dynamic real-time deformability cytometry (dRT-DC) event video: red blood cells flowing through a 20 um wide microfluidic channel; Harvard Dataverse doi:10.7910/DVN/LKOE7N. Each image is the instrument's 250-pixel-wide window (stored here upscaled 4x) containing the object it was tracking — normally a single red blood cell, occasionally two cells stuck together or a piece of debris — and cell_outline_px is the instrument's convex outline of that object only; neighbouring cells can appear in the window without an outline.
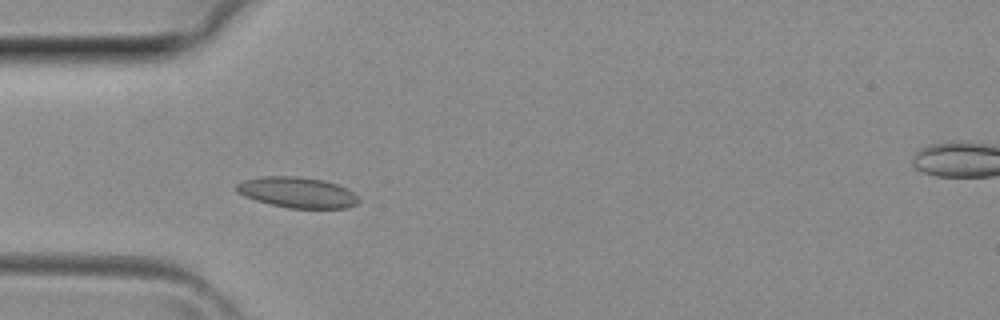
{"species": "common noctule bat (a hibernating species)", "species_latin": "Nyctalus noctula", "temperature_condition": "room temperature", "stored_images_in_passage": 34, "camera_frame_rate_fps": 3000, "um_per_image_px": 0.085, "animal": {"sex": "female", "body_mass_g": 29.2, "forearm_length_mm": 56.3}, "frame": {"image": 1, "passage_image": 10, "time_ms": 3.0, "image_size_px": [1000, 320], "cell_outline_px": [[360, 200], [356, 204], [348, 208], [288, 208], [256, 200], [244, 196], [236, 192], [232, 188], [236, 184], [244, 180], [260, 176], [296, 176], [320, 180], [336, 184], [352, 192]], "centroid_in_image_um": [25.2, 16.35], "position_along_channel_um": 59.8, "area_um2": 21.73}}
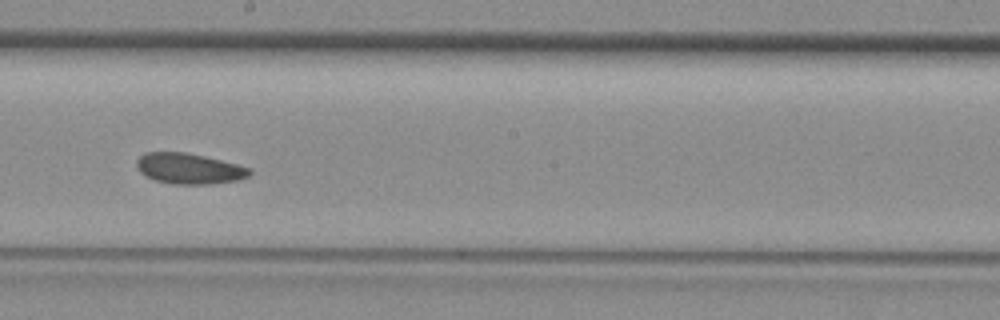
{"frame": {"image": 2, "passage_image": 20, "time_ms": 6.333, "image_size_px": [1000, 320], "cell_outline_px": [[252, 172], [248, 176], [240, 180], [208, 184], [172, 184], [156, 180], [140, 172], [136, 168], [136, 160], [144, 152], [184, 152], [204, 156], [236, 164], [248, 168]], "centroid_in_image_um": [16.04, 14.33], "position_along_channel_um": 232.2, "area_um2": 20.06}}
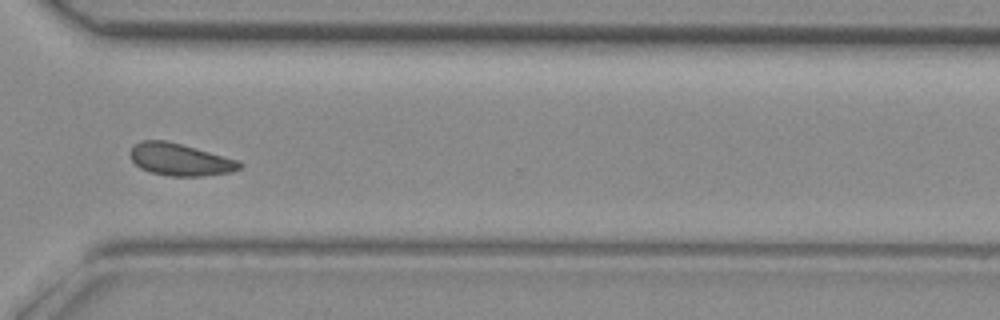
{"frame": {"image": 3, "passage_image": 27, "time_ms": 8.667, "image_size_px": [1000, 320], "cell_outline_px": [[244, 164], [240, 168], [232, 172], [200, 176], [168, 176], [148, 172], [140, 168], [132, 160], [128, 152], [140, 140], [164, 140], [180, 144], [240, 160]], "centroid_in_image_um": [15.3, 13.57], "position_along_channel_um": 355.3, "area_um2": 20.58}}